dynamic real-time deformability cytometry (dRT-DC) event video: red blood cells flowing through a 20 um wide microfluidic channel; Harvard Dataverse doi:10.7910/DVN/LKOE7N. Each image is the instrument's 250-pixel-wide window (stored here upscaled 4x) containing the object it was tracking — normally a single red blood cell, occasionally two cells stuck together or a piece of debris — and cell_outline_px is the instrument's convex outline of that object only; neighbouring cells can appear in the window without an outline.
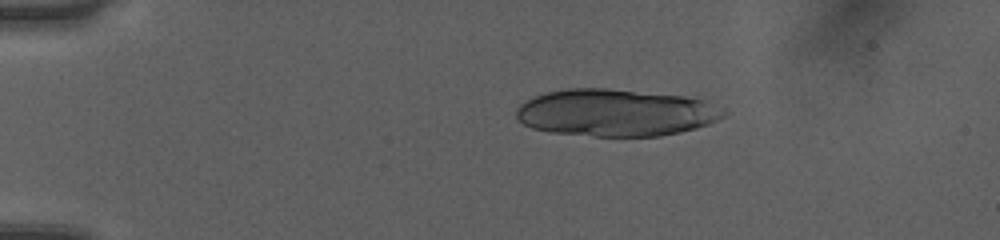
{"species": "human", "species_latin": "Homo sapiens", "temperature_condition": "room temperature", "stored_images_in_passage": 51, "camera_frame_rate_fps": 3000, "um_per_image_px": 0.085, "donor": {"sex": "female"}, "frame": {"image": 1, "passage_image": 11, "time_ms": 3.333, "image_size_px": [1000, 240], "cell_outline_px": [[712, 120], [704, 124], [692, 128], [676, 132], [656, 136], [596, 136], [560, 132], [536, 128], [524, 124], [516, 116], [516, 112], [528, 100], [536, 96], [552, 92], [576, 88], [596, 88], [680, 96], [696, 100]], "centroid_in_image_um": [52.01, 9.59], "position_along_channel_um": 33.0, "area_um2": 52.66}}
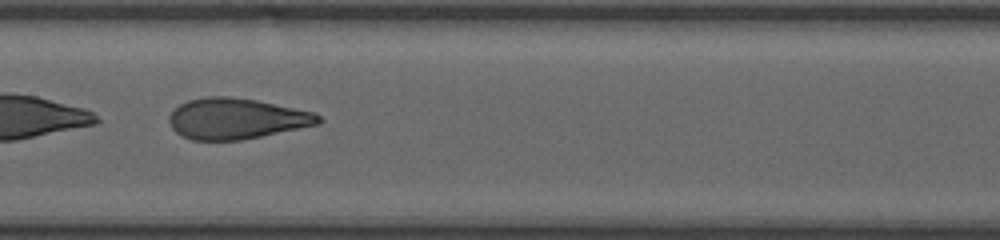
{"frame": {"image": 2, "passage_image": 28, "time_ms": 9.0, "image_size_px": [1000, 240], "cell_outline_px": [[320, 120], [316, 124], [236, 140], [196, 140], [184, 136], [176, 132], [172, 128], [172, 112], [180, 104], [192, 100], [252, 100], [312, 112], [320, 116]], "centroid_in_image_um": [20.09, 10.14], "position_along_channel_um": 187.3, "area_um2": 32.77}}
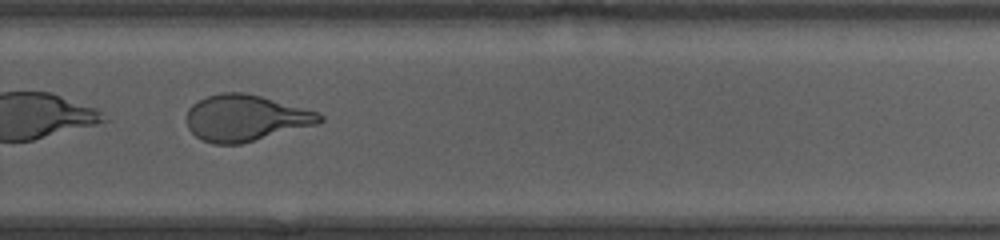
{"frame": {"image": 3, "passage_image": 37, "time_ms": 12.0, "image_size_px": [1000, 240], "cell_outline_px": [[324, 120], [316, 124], [240, 144], [216, 144], [204, 140], [196, 136], [188, 128], [188, 112], [200, 100], [208, 96], [228, 92], [236, 92], [260, 96], [316, 112], [324, 116]], "centroid_in_image_um": [20.88, 10.05], "position_along_channel_um": 308.9, "area_um2": 34.8}, "authors_computed_cell_mechanics": {"area_um2": 35.6626, "velocity_mm_per_s": 4.0858, "shape_relaxation_time_tau1_ms": null, "shape_relaxation_time_tau2_ms": 0.9152, "deformation_change_tau1": null, "deformation_change_tau2": 0.08}}